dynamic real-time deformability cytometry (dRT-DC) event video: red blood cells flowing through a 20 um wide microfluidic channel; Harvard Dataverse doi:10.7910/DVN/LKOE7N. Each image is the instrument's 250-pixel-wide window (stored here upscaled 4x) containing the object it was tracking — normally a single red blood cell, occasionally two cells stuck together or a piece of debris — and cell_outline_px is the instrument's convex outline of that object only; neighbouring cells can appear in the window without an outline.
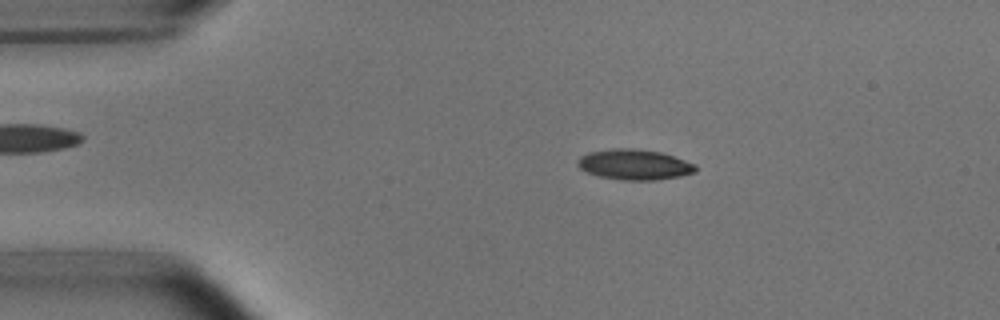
{"species": "common noctule bat (a hibernating species)", "species_latin": "Nyctalus noctula", "temperature_condition": "room temperature", "stored_images_in_passage": 4, "camera_frame_rate_fps": 3000, "um_per_image_px": 0.085, "animal": {"sex": "male", "body_mass_g": 15.6}, "frame": {"image": 1, "passage_image": 2, "time_ms": 0.333, "image_size_px": [1000, 320], "cell_outline_px": [[696, 172], [680, 176], [656, 180], [624, 180], [600, 176], [588, 172], [580, 168], [576, 164], [576, 160], [580, 156], [588, 152], [612, 148], [636, 148], [660, 152], [696, 164]], "centroid_in_image_um": [53.9, 13.98], "position_along_channel_um": 31.1, "area_um2": 20.92}}
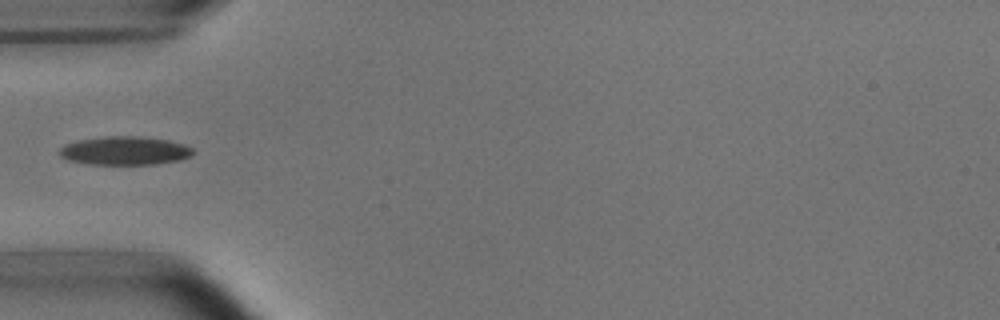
{"frame": {"image": 2, "passage_image": 4, "time_ms": 1.0, "image_size_px": [1000, 320], "cell_outline_px": [[196, 152], [192, 156], [180, 160], [156, 164], [92, 164], [68, 160], [60, 156], [60, 148], [68, 144], [80, 140], [108, 136], [136, 136], [168, 140], [184, 144], [192, 148]], "centroid_in_image_um": [10.68, 12.81], "position_along_channel_um": 74.3, "area_um2": 22.02}}